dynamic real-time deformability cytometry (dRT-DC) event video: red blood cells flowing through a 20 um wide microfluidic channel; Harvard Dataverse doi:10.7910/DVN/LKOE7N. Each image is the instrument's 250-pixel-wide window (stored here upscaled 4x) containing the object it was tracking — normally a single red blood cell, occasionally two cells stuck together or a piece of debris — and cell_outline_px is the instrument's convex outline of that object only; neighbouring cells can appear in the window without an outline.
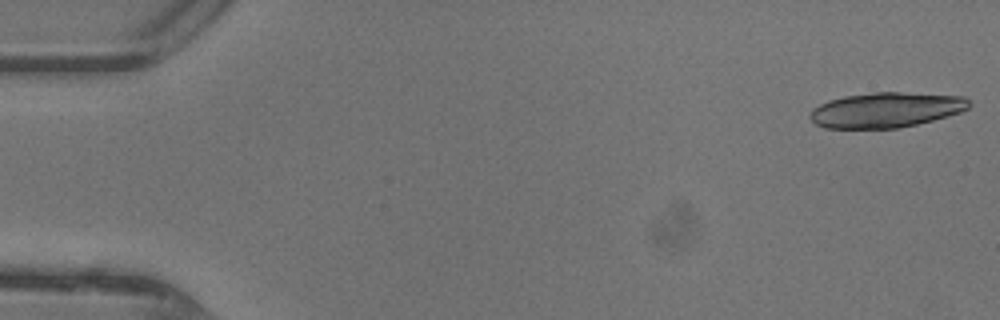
{"species": "common noctule bat (a hibernating species)", "species_latin": "Nyctalus noctula", "temperature_condition": "warm", "stored_images_in_passage": 16, "camera_frame_rate_fps": 3000, "um_per_image_px": 0.085, "animal": {"sex": "female"}, "frame": {"image": 1, "passage_image": 1, "time_ms": 0.0, "image_size_px": [1000, 320], "cell_outline_px": [[972, 104], [968, 108], [960, 112], [932, 120], [916, 124], [896, 128], [824, 128], [816, 124], [808, 116], [812, 108], [828, 100], [844, 96], [872, 92], [900, 92], [964, 96]], "centroid_in_image_um": [75.28, 9.33], "position_along_channel_um": 9.7, "area_um2": 32.54}}